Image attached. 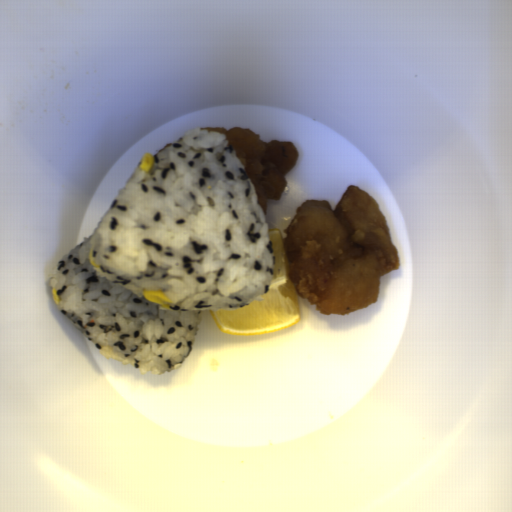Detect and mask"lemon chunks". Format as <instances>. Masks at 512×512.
<instances>
[{
  "label": "lemon chunks",
  "mask_w": 512,
  "mask_h": 512,
  "mask_svg": "<svg viewBox=\"0 0 512 512\" xmlns=\"http://www.w3.org/2000/svg\"><path fill=\"white\" fill-rule=\"evenodd\" d=\"M275 257V274L268 291L259 295L263 300L234 309H207L221 334L262 336L284 330L301 317L297 291L289 271L291 263L280 229L267 233Z\"/></svg>",
  "instance_id": "e0be4373"
}]
</instances>
